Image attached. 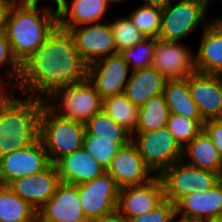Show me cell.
I'll list each match as a JSON object with an SVG mask.
<instances>
[{
    "label": "cell",
    "mask_w": 222,
    "mask_h": 222,
    "mask_svg": "<svg viewBox=\"0 0 222 222\" xmlns=\"http://www.w3.org/2000/svg\"><path fill=\"white\" fill-rule=\"evenodd\" d=\"M88 64L77 51L68 30L59 27L21 64L19 88L29 97L45 95L87 78ZM38 90L39 95L31 93ZM32 94V95H31Z\"/></svg>",
    "instance_id": "obj_1"
},
{
    "label": "cell",
    "mask_w": 222,
    "mask_h": 222,
    "mask_svg": "<svg viewBox=\"0 0 222 222\" xmlns=\"http://www.w3.org/2000/svg\"><path fill=\"white\" fill-rule=\"evenodd\" d=\"M38 4L14 3L8 13L6 35L11 52L21 65L58 27L57 9L50 6L39 14Z\"/></svg>",
    "instance_id": "obj_2"
},
{
    "label": "cell",
    "mask_w": 222,
    "mask_h": 222,
    "mask_svg": "<svg viewBox=\"0 0 222 222\" xmlns=\"http://www.w3.org/2000/svg\"><path fill=\"white\" fill-rule=\"evenodd\" d=\"M46 98L15 99L0 112V157L34 144L40 136L41 115Z\"/></svg>",
    "instance_id": "obj_3"
},
{
    "label": "cell",
    "mask_w": 222,
    "mask_h": 222,
    "mask_svg": "<svg viewBox=\"0 0 222 222\" xmlns=\"http://www.w3.org/2000/svg\"><path fill=\"white\" fill-rule=\"evenodd\" d=\"M85 124L59 117L47 106L40 120V136L49 160L55 164L61 157L83 147Z\"/></svg>",
    "instance_id": "obj_4"
},
{
    "label": "cell",
    "mask_w": 222,
    "mask_h": 222,
    "mask_svg": "<svg viewBox=\"0 0 222 222\" xmlns=\"http://www.w3.org/2000/svg\"><path fill=\"white\" fill-rule=\"evenodd\" d=\"M49 96L54 100L61 99V97L63 99V105L61 106L57 101L51 104L50 98H46V106L52 112L59 117L83 124L101 111L103 106V99L88 78L74 84L62 86L54 90Z\"/></svg>",
    "instance_id": "obj_5"
},
{
    "label": "cell",
    "mask_w": 222,
    "mask_h": 222,
    "mask_svg": "<svg viewBox=\"0 0 222 222\" xmlns=\"http://www.w3.org/2000/svg\"><path fill=\"white\" fill-rule=\"evenodd\" d=\"M159 177L165 199L175 205L186 195L209 191L220 182L219 173L184 164V159L165 169Z\"/></svg>",
    "instance_id": "obj_6"
},
{
    "label": "cell",
    "mask_w": 222,
    "mask_h": 222,
    "mask_svg": "<svg viewBox=\"0 0 222 222\" xmlns=\"http://www.w3.org/2000/svg\"><path fill=\"white\" fill-rule=\"evenodd\" d=\"M132 136L145 165L159 176L165 169L183 159V148L171 135L167 126L154 131L137 132Z\"/></svg>",
    "instance_id": "obj_7"
},
{
    "label": "cell",
    "mask_w": 222,
    "mask_h": 222,
    "mask_svg": "<svg viewBox=\"0 0 222 222\" xmlns=\"http://www.w3.org/2000/svg\"><path fill=\"white\" fill-rule=\"evenodd\" d=\"M170 3L162 10L159 39L179 41L193 32L202 21L207 5L203 0H179L174 6Z\"/></svg>",
    "instance_id": "obj_8"
},
{
    "label": "cell",
    "mask_w": 222,
    "mask_h": 222,
    "mask_svg": "<svg viewBox=\"0 0 222 222\" xmlns=\"http://www.w3.org/2000/svg\"><path fill=\"white\" fill-rule=\"evenodd\" d=\"M51 164L39 139L34 144L0 157V184L9 185L13 180L34 175Z\"/></svg>",
    "instance_id": "obj_9"
},
{
    "label": "cell",
    "mask_w": 222,
    "mask_h": 222,
    "mask_svg": "<svg viewBox=\"0 0 222 222\" xmlns=\"http://www.w3.org/2000/svg\"><path fill=\"white\" fill-rule=\"evenodd\" d=\"M77 188L81 207L88 220L117 208L120 188L107 172L92 181L78 184Z\"/></svg>",
    "instance_id": "obj_10"
},
{
    "label": "cell",
    "mask_w": 222,
    "mask_h": 222,
    "mask_svg": "<svg viewBox=\"0 0 222 222\" xmlns=\"http://www.w3.org/2000/svg\"><path fill=\"white\" fill-rule=\"evenodd\" d=\"M85 26V27H84ZM68 29L77 51L89 65L94 61L117 54L110 24L94 23Z\"/></svg>",
    "instance_id": "obj_11"
},
{
    "label": "cell",
    "mask_w": 222,
    "mask_h": 222,
    "mask_svg": "<svg viewBox=\"0 0 222 222\" xmlns=\"http://www.w3.org/2000/svg\"><path fill=\"white\" fill-rule=\"evenodd\" d=\"M151 67L167 80L187 79L196 71L194 55L178 41L156 38Z\"/></svg>",
    "instance_id": "obj_12"
},
{
    "label": "cell",
    "mask_w": 222,
    "mask_h": 222,
    "mask_svg": "<svg viewBox=\"0 0 222 222\" xmlns=\"http://www.w3.org/2000/svg\"><path fill=\"white\" fill-rule=\"evenodd\" d=\"M128 72V63L117 53L89 64L87 78L93 83L101 98L105 99L124 93L128 83Z\"/></svg>",
    "instance_id": "obj_13"
},
{
    "label": "cell",
    "mask_w": 222,
    "mask_h": 222,
    "mask_svg": "<svg viewBox=\"0 0 222 222\" xmlns=\"http://www.w3.org/2000/svg\"><path fill=\"white\" fill-rule=\"evenodd\" d=\"M164 190L159 176L142 185L126 186L119 189L117 209L128 222L157 207L163 200Z\"/></svg>",
    "instance_id": "obj_14"
},
{
    "label": "cell",
    "mask_w": 222,
    "mask_h": 222,
    "mask_svg": "<svg viewBox=\"0 0 222 222\" xmlns=\"http://www.w3.org/2000/svg\"><path fill=\"white\" fill-rule=\"evenodd\" d=\"M186 81L202 119H222V75L195 71Z\"/></svg>",
    "instance_id": "obj_15"
},
{
    "label": "cell",
    "mask_w": 222,
    "mask_h": 222,
    "mask_svg": "<svg viewBox=\"0 0 222 222\" xmlns=\"http://www.w3.org/2000/svg\"><path fill=\"white\" fill-rule=\"evenodd\" d=\"M40 222H89L81 207L77 185L61 182L37 212Z\"/></svg>",
    "instance_id": "obj_16"
},
{
    "label": "cell",
    "mask_w": 222,
    "mask_h": 222,
    "mask_svg": "<svg viewBox=\"0 0 222 222\" xmlns=\"http://www.w3.org/2000/svg\"><path fill=\"white\" fill-rule=\"evenodd\" d=\"M61 183L55 164L34 175L13 180L8 186L37 212L54 195Z\"/></svg>",
    "instance_id": "obj_17"
},
{
    "label": "cell",
    "mask_w": 222,
    "mask_h": 222,
    "mask_svg": "<svg viewBox=\"0 0 222 222\" xmlns=\"http://www.w3.org/2000/svg\"><path fill=\"white\" fill-rule=\"evenodd\" d=\"M106 172L114 179L119 188L142 185L154 178V176L147 177L152 172L145 165L132 141L119 149Z\"/></svg>",
    "instance_id": "obj_18"
},
{
    "label": "cell",
    "mask_w": 222,
    "mask_h": 222,
    "mask_svg": "<svg viewBox=\"0 0 222 222\" xmlns=\"http://www.w3.org/2000/svg\"><path fill=\"white\" fill-rule=\"evenodd\" d=\"M176 212L182 214L179 220L183 222L222 219V181L209 191H195L183 197L176 204Z\"/></svg>",
    "instance_id": "obj_19"
},
{
    "label": "cell",
    "mask_w": 222,
    "mask_h": 222,
    "mask_svg": "<svg viewBox=\"0 0 222 222\" xmlns=\"http://www.w3.org/2000/svg\"><path fill=\"white\" fill-rule=\"evenodd\" d=\"M61 182L78 185L98 178L106 170L82 147L56 163Z\"/></svg>",
    "instance_id": "obj_20"
},
{
    "label": "cell",
    "mask_w": 222,
    "mask_h": 222,
    "mask_svg": "<svg viewBox=\"0 0 222 222\" xmlns=\"http://www.w3.org/2000/svg\"><path fill=\"white\" fill-rule=\"evenodd\" d=\"M200 47L195 57L197 72L222 75V18L204 23Z\"/></svg>",
    "instance_id": "obj_21"
},
{
    "label": "cell",
    "mask_w": 222,
    "mask_h": 222,
    "mask_svg": "<svg viewBox=\"0 0 222 222\" xmlns=\"http://www.w3.org/2000/svg\"><path fill=\"white\" fill-rule=\"evenodd\" d=\"M106 0H73L69 6L67 0H61L57 9L58 27L68 30L72 27L99 23L108 8ZM70 8V9H69ZM70 16L69 19L67 16Z\"/></svg>",
    "instance_id": "obj_22"
},
{
    "label": "cell",
    "mask_w": 222,
    "mask_h": 222,
    "mask_svg": "<svg viewBox=\"0 0 222 222\" xmlns=\"http://www.w3.org/2000/svg\"><path fill=\"white\" fill-rule=\"evenodd\" d=\"M166 81L167 79L155 68L134 70L128 77L124 94L130 102L141 107L151 97L163 93Z\"/></svg>",
    "instance_id": "obj_23"
},
{
    "label": "cell",
    "mask_w": 222,
    "mask_h": 222,
    "mask_svg": "<svg viewBox=\"0 0 222 222\" xmlns=\"http://www.w3.org/2000/svg\"><path fill=\"white\" fill-rule=\"evenodd\" d=\"M184 155L191 159L187 162L191 166L216 173L221 169L222 157L204 129L183 148Z\"/></svg>",
    "instance_id": "obj_24"
},
{
    "label": "cell",
    "mask_w": 222,
    "mask_h": 222,
    "mask_svg": "<svg viewBox=\"0 0 222 222\" xmlns=\"http://www.w3.org/2000/svg\"><path fill=\"white\" fill-rule=\"evenodd\" d=\"M163 94L170 114H177L192 120H203L191 97L186 79L167 80Z\"/></svg>",
    "instance_id": "obj_25"
},
{
    "label": "cell",
    "mask_w": 222,
    "mask_h": 222,
    "mask_svg": "<svg viewBox=\"0 0 222 222\" xmlns=\"http://www.w3.org/2000/svg\"><path fill=\"white\" fill-rule=\"evenodd\" d=\"M37 211L15 194L8 185L0 184V222H31Z\"/></svg>",
    "instance_id": "obj_26"
},
{
    "label": "cell",
    "mask_w": 222,
    "mask_h": 222,
    "mask_svg": "<svg viewBox=\"0 0 222 222\" xmlns=\"http://www.w3.org/2000/svg\"><path fill=\"white\" fill-rule=\"evenodd\" d=\"M102 110L131 136L135 135L133 130L136 129L139 107L130 102L124 93L103 99Z\"/></svg>",
    "instance_id": "obj_27"
},
{
    "label": "cell",
    "mask_w": 222,
    "mask_h": 222,
    "mask_svg": "<svg viewBox=\"0 0 222 222\" xmlns=\"http://www.w3.org/2000/svg\"><path fill=\"white\" fill-rule=\"evenodd\" d=\"M169 108L164 94L151 97L139 107L136 132L154 131L167 125Z\"/></svg>",
    "instance_id": "obj_28"
},
{
    "label": "cell",
    "mask_w": 222,
    "mask_h": 222,
    "mask_svg": "<svg viewBox=\"0 0 222 222\" xmlns=\"http://www.w3.org/2000/svg\"><path fill=\"white\" fill-rule=\"evenodd\" d=\"M85 135H95V139L114 140V143H129L131 134L114 122L103 110L85 123Z\"/></svg>",
    "instance_id": "obj_29"
},
{
    "label": "cell",
    "mask_w": 222,
    "mask_h": 222,
    "mask_svg": "<svg viewBox=\"0 0 222 222\" xmlns=\"http://www.w3.org/2000/svg\"><path fill=\"white\" fill-rule=\"evenodd\" d=\"M129 19L145 38H158L161 30L162 9L142 5L130 13Z\"/></svg>",
    "instance_id": "obj_30"
},
{
    "label": "cell",
    "mask_w": 222,
    "mask_h": 222,
    "mask_svg": "<svg viewBox=\"0 0 222 222\" xmlns=\"http://www.w3.org/2000/svg\"><path fill=\"white\" fill-rule=\"evenodd\" d=\"M204 123V120H192L177 114H169L166 126L178 144L184 148L203 130Z\"/></svg>",
    "instance_id": "obj_31"
},
{
    "label": "cell",
    "mask_w": 222,
    "mask_h": 222,
    "mask_svg": "<svg viewBox=\"0 0 222 222\" xmlns=\"http://www.w3.org/2000/svg\"><path fill=\"white\" fill-rule=\"evenodd\" d=\"M127 144L95 139V135H85L83 148L106 170L119 149Z\"/></svg>",
    "instance_id": "obj_32"
},
{
    "label": "cell",
    "mask_w": 222,
    "mask_h": 222,
    "mask_svg": "<svg viewBox=\"0 0 222 222\" xmlns=\"http://www.w3.org/2000/svg\"><path fill=\"white\" fill-rule=\"evenodd\" d=\"M156 38H145L131 48H125L119 54L130 65L133 64V71L151 67L154 57Z\"/></svg>",
    "instance_id": "obj_33"
},
{
    "label": "cell",
    "mask_w": 222,
    "mask_h": 222,
    "mask_svg": "<svg viewBox=\"0 0 222 222\" xmlns=\"http://www.w3.org/2000/svg\"><path fill=\"white\" fill-rule=\"evenodd\" d=\"M111 29L114 35L116 51L118 53L125 48L133 47L136 43L145 39L129 17L117 18V20L111 23Z\"/></svg>",
    "instance_id": "obj_34"
},
{
    "label": "cell",
    "mask_w": 222,
    "mask_h": 222,
    "mask_svg": "<svg viewBox=\"0 0 222 222\" xmlns=\"http://www.w3.org/2000/svg\"><path fill=\"white\" fill-rule=\"evenodd\" d=\"M175 217H177L176 205L164 199L154 209L132 218L129 222H174Z\"/></svg>",
    "instance_id": "obj_35"
},
{
    "label": "cell",
    "mask_w": 222,
    "mask_h": 222,
    "mask_svg": "<svg viewBox=\"0 0 222 222\" xmlns=\"http://www.w3.org/2000/svg\"><path fill=\"white\" fill-rule=\"evenodd\" d=\"M6 63L8 64L11 70L7 72L5 75L6 76L8 75V77L12 79L8 84H11V86L15 89L17 88L19 89L18 79L21 73V65L17 62V60L14 58L11 52L7 35L0 34V67ZM11 82H13V84Z\"/></svg>",
    "instance_id": "obj_36"
},
{
    "label": "cell",
    "mask_w": 222,
    "mask_h": 222,
    "mask_svg": "<svg viewBox=\"0 0 222 222\" xmlns=\"http://www.w3.org/2000/svg\"><path fill=\"white\" fill-rule=\"evenodd\" d=\"M203 129L210 136L213 144L222 157V119H211L205 121Z\"/></svg>",
    "instance_id": "obj_37"
},
{
    "label": "cell",
    "mask_w": 222,
    "mask_h": 222,
    "mask_svg": "<svg viewBox=\"0 0 222 222\" xmlns=\"http://www.w3.org/2000/svg\"><path fill=\"white\" fill-rule=\"evenodd\" d=\"M14 0H0V34H6L7 17Z\"/></svg>",
    "instance_id": "obj_38"
},
{
    "label": "cell",
    "mask_w": 222,
    "mask_h": 222,
    "mask_svg": "<svg viewBox=\"0 0 222 222\" xmlns=\"http://www.w3.org/2000/svg\"><path fill=\"white\" fill-rule=\"evenodd\" d=\"M89 222H128V220L116 208L112 212L104 214L99 218L89 220Z\"/></svg>",
    "instance_id": "obj_39"
},
{
    "label": "cell",
    "mask_w": 222,
    "mask_h": 222,
    "mask_svg": "<svg viewBox=\"0 0 222 222\" xmlns=\"http://www.w3.org/2000/svg\"><path fill=\"white\" fill-rule=\"evenodd\" d=\"M2 84L5 85L6 82H1L0 80V112L8 107L15 99H17L11 92L9 93L11 94V97H9V95L6 93L7 91H5V89L3 88L5 86H3Z\"/></svg>",
    "instance_id": "obj_40"
},
{
    "label": "cell",
    "mask_w": 222,
    "mask_h": 222,
    "mask_svg": "<svg viewBox=\"0 0 222 222\" xmlns=\"http://www.w3.org/2000/svg\"><path fill=\"white\" fill-rule=\"evenodd\" d=\"M144 1L145 4L143 5L160 8L162 10L170 3V0H144Z\"/></svg>",
    "instance_id": "obj_41"
},
{
    "label": "cell",
    "mask_w": 222,
    "mask_h": 222,
    "mask_svg": "<svg viewBox=\"0 0 222 222\" xmlns=\"http://www.w3.org/2000/svg\"><path fill=\"white\" fill-rule=\"evenodd\" d=\"M19 1V2H18ZM39 0H14V3L18 4H37ZM57 3V8L61 3V0H54Z\"/></svg>",
    "instance_id": "obj_42"
},
{
    "label": "cell",
    "mask_w": 222,
    "mask_h": 222,
    "mask_svg": "<svg viewBox=\"0 0 222 222\" xmlns=\"http://www.w3.org/2000/svg\"><path fill=\"white\" fill-rule=\"evenodd\" d=\"M107 2H108V4L111 2V3H119V2H121V1H124V0H106Z\"/></svg>",
    "instance_id": "obj_43"
},
{
    "label": "cell",
    "mask_w": 222,
    "mask_h": 222,
    "mask_svg": "<svg viewBox=\"0 0 222 222\" xmlns=\"http://www.w3.org/2000/svg\"><path fill=\"white\" fill-rule=\"evenodd\" d=\"M219 178H220V181H222V163H221V169L219 171Z\"/></svg>",
    "instance_id": "obj_44"
},
{
    "label": "cell",
    "mask_w": 222,
    "mask_h": 222,
    "mask_svg": "<svg viewBox=\"0 0 222 222\" xmlns=\"http://www.w3.org/2000/svg\"><path fill=\"white\" fill-rule=\"evenodd\" d=\"M204 222H222V219H216V220H210V221H204Z\"/></svg>",
    "instance_id": "obj_45"
},
{
    "label": "cell",
    "mask_w": 222,
    "mask_h": 222,
    "mask_svg": "<svg viewBox=\"0 0 222 222\" xmlns=\"http://www.w3.org/2000/svg\"><path fill=\"white\" fill-rule=\"evenodd\" d=\"M203 1L205 2V4H206L207 6H209V3H210L211 0H203Z\"/></svg>",
    "instance_id": "obj_46"
},
{
    "label": "cell",
    "mask_w": 222,
    "mask_h": 222,
    "mask_svg": "<svg viewBox=\"0 0 222 222\" xmlns=\"http://www.w3.org/2000/svg\"><path fill=\"white\" fill-rule=\"evenodd\" d=\"M31 222H40L39 218L37 217L35 220L31 221Z\"/></svg>",
    "instance_id": "obj_47"
}]
</instances>
